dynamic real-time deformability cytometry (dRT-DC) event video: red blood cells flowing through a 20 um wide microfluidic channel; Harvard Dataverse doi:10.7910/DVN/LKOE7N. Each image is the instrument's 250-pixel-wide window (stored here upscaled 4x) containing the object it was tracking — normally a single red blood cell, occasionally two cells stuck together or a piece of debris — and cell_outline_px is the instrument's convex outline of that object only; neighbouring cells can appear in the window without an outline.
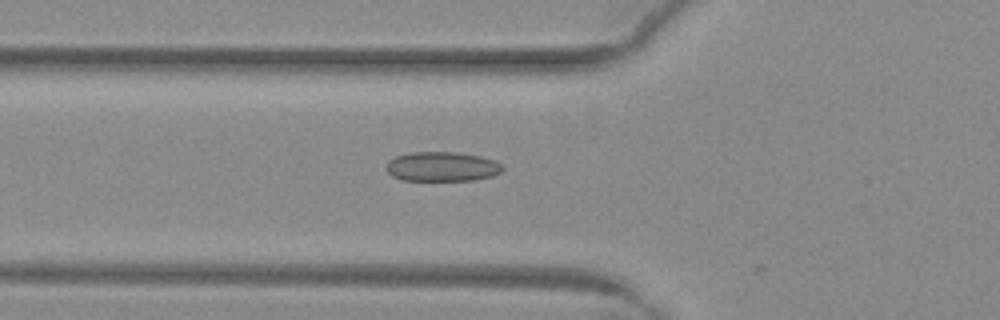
{"species": "common noctule bat (a hibernating species)", "species_latin": "Nyctalus noctula", "temperature_condition": "warm", "stored_images_in_passage": 36, "camera_frame_rate_fps": 3000, "um_per_image_px": 0.085, "animal": {"sex": "female", "body_mass_g": 29.2, "forearm_length_mm": 56.3}, "frame": {"image": 1, "passage_image": 4, "time_ms": 1.0, "image_size_px": [1000, 320], "cell_outline_px": [[504, 168], [500, 172], [492, 176], [472, 180], [400, 180], [392, 176], [384, 168], [388, 160], [396, 156], [412, 152], [456, 152], [480, 156], [492, 160], [500, 164]], "centroid_in_image_um": [37.52, 14.16], "position_along_channel_um": 88.3, "area_um2": 20.0}}
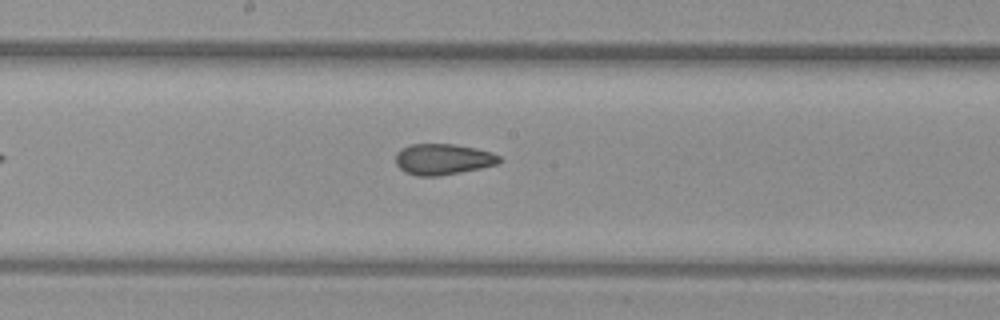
{"frame": {"image": 2, "passage_image": 13, "time_ms": 4.0, "image_size_px": [1000, 320], "cell_outline_px": [[500, 160], [496, 164], [480, 168], [440, 176], [416, 176], [404, 172], [396, 164], [396, 156], [404, 148], [412, 144], [456, 144], [476, 148], [492, 152], [500, 156]], "centroid_in_image_um": [37.66, 13.54], "position_along_channel_um": 210.5, "area_um2": 18.55}}
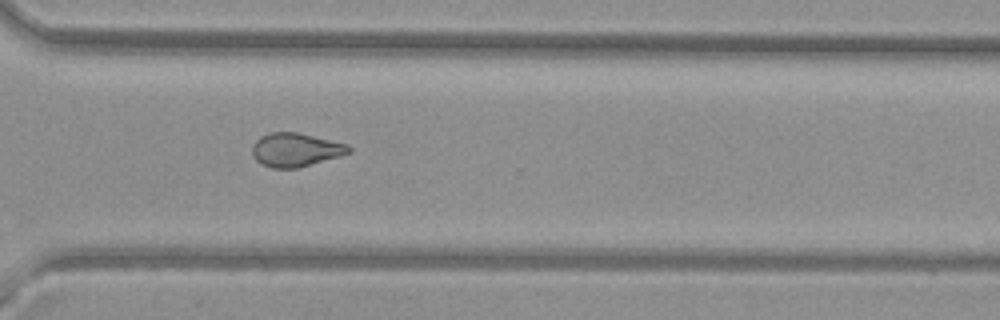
{"frame": {"image": 3, "passage_image": 23, "time_ms": 7.333, "image_size_px": [1000, 320], "cell_outline_px": [[352, 152], [340, 156], [296, 168], [272, 168], [260, 164], [256, 160], [252, 152], [252, 144], [260, 136], [272, 132], [296, 132], [348, 144], [352, 148]], "centroid_in_image_um": [25.12, 12.73], "position_along_channel_um": 345.5, "area_um2": 18.9}}